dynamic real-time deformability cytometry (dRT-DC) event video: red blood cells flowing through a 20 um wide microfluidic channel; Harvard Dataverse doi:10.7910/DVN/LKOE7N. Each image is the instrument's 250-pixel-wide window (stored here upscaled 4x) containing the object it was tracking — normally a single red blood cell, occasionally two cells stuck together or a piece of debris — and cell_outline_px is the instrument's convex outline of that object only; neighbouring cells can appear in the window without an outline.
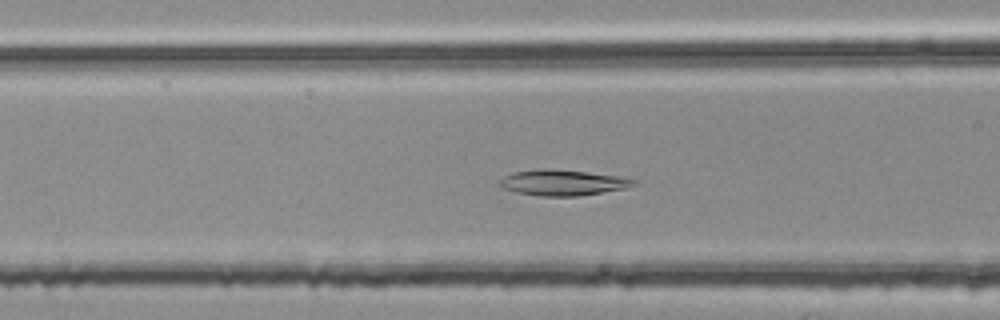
{"species": "common noctule bat (a hibernating species)", "species_latin": "Nyctalus noctula", "temperature_condition": "room temperature", "stored_images_in_passage": 33, "camera_frame_rate_fps": 3000, "um_per_image_px": 0.085, "animal": {"sex": "female", "body_mass_g": 25.1}, "frame": {"image": 1, "passage_image": 9, "time_ms": 2.667, "image_size_px": [1000, 320], "cell_outline_px": [[640, 180], [636, 184], [624, 188], [576, 196], [540, 196], [516, 192], [500, 188], [496, 184], [504, 176], [512, 172], [584, 172], [616, 176]], "centroid_in_image_um": [47.82, 15.58], "position_along_channel_um": 118.8, "area_um2": 18.9}}
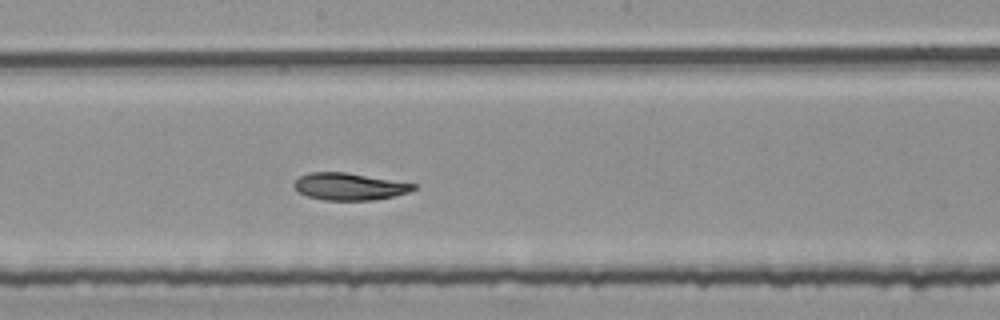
{"frame": {"image": 2, "passage_image": 17, "time_ms": 5.333, "image_size_px": [1000, 320], "cell_outline_px": [[416, 188], [408, 192], [392, 196], [372, 200], [324, 200], [308, 196], [300, 192], [292, 184], [300, 176], [308, 172], [344, 172], [416, 184]], "centroid_in_image_um": [29.66, 15.85], "position_along_channel_um": 218.5, "area_um2": 18.55}}
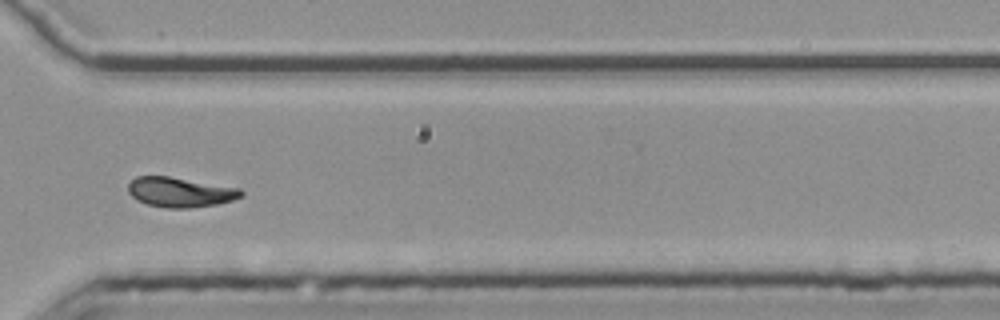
{"frame": {"image": 3, "passage_image": 28, "time_ms": 9.0, "image_size_px": [1000, 320], "cell_outline_px": [[244, 196], [232, 200], [216, 204], [188, 208], [168, 208], [148, 204], [136, 200], [128, 192], [128, 184], [136, 176], [168, 176], [240, 188], [244, 192]], "centroid_in_image_um": [15.31, 16.33], "position_along_channel_um": 355.3, "area_um2": 19.59}, "authors_computed_cell_mechanics": {"area_um2": 18.9006, "velocity_mm_per_s": 3.7464, "shape_relaxation_time_tau1_ms": null, "shape_relaxation_time_tau2_ms": 7.9812, "deformation_change_tau1": null, "deformation_change_tau2": 0.1154}}